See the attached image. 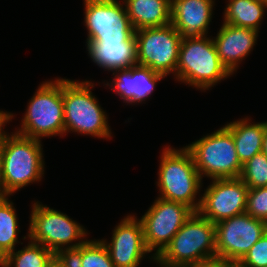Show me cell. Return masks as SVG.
Instances as JSON below:
<instances>
[{
	"instance_id": "cell-1",
	"label": "cell",
	"mask_w": 267,
	"mask_h": 267,
	"mask_svg": "<svg viewBox=\"0 0 267 267\" xmlns=\"http://www.w3.org/2000/svg\"><path fill=\"white\" fill-rule=\"evenodd\" d=\"M41 140L14 133L0 144L1 195L9 196L26 185L40 181L44 172Z\"/></svg>"
},
{
	"instance_id": "cell-2",
	"label": "cell",
	"mask_w": 267,
	"mask_h": 267,
	"mask_svg": "<svg viewBox=\"0 0 267 267\" xmlns=\"http://www.w3.org/2000/svg\"><path fill=\"white\" fill-rule=\"evenodd\" d=\"M216 258L215 224L194 212L153 261L161 267H195Z\"/></svg>"
},
{
	"instance_id": "cell-3",
	"label": "cell",
	"mask_w": 267,
	"mask_h": 267,
	"mask_svg": "<svg viewBox=\"0 0 267 267\" xmlns=\"http://www.w3.org/2000/svg\"><path fill=\"white\" fill-rule=\"evenodd\" d=\"M169 147L164 148L161 155L157 181L161 193L159 197L185 204L198 212L201 198L197 202L196 195L202 187V179L194 158L186 147L180 150Z\"/></svg>"
},
{
	"instance_id": "cell-4",
	"label": "cell",
	"mask_w": 267,
	"mask_h": 267,
	"mask_svg": "<svg viewBox=\"0 0 267 267\" xmlns=\"http://www.w3.org/2000/svg\"><path fill=\"white\" fill-rule=\"evenodd\" d=\"M175 75L178 81L208 90L232 74L221 63L213 38L203 36L182 37Z\"/></svg>"
},
{
	"instance_id": "cell-5",
	"label": "cell",
	"mask_w": 267,
	"mask_h": 267,
	"mask_svg": "<svg viewBox=\"0 0 267 267\" xmlns=\"http://www.w3.org/2000/svg\"><path fill=\"white\" fill-rule=\"evenodd\" d=\"M90 81L63 79L65 133L72 131L98 138H111L107 115L98 104Z\"/></svg>"
},
{
	"instance_id": "cell-6",
	"label": "cell",
	"mask_w": 267,
	"mask_h": 267,
	"mask_svg": "<svg viewBox=\"0 0 267 267\" xmlns=\"http://www.w3.org/2000/svg\"><path fill=\"white\" fill-rule=\"evenodd\" d=\"M28 104L16 133L39 140L65 134L62 78L42 83Z\"/></svg>"
},
{
	"instance_id": "cell-7",
	"label": "cell",
	"mask_w": 267,
	"mask_h": 267,
	"mask_svg": "<svg viewBox=\"0 0 267 267\" xmlns=\"http://www.w3.org/2000/svg\"><path fill=\"white\" fill-rule=\"evenodd\" d=\"M185 147L191 152L201 179L204 176L212 180L240 177L243 164L232 134L225 126Z\"/></svg>"
},
{
	"instance_id": "cell-8",
	"label": "cell",
	"mask_w": 267,
	"mask_h": 267,
	"mask_svg": "<svg viewBox=\"0 0 267 267\" xmlns=\"http://www.w3.org/2000/svg\"><path fill=\"white\" fill-rule=\"evenodd\" d=\"M31 212L28 231L30 241L43 245L54 254L63 248H76L85 242L82 238L87 236L86 229L65 213L39 202L33 204ZM76 240L82 241L72 244Z\"/></svg>"
},
{
	"instance_id": "cell-9",
	"label": "cell",
	"mask_w": 267,
	"mask_h": 267,
	"mask_svg": "<svg viewBox=\"0 0 267 267\" xmlns=\"http://www.w3.org/2000/svg\"><path fill=\"white\" fill-rule=\"evenodd\" d=\"M138 64L165 77L176 73L182 35L170 23L135 31Z\"/></svg>"
},
{
	"instance_id": "cell-10",
	"label": "cell",
	"mask_w": 267,
	"mask_h": 267,
	"mask_svg": "<svg viewBox=\"0 0 267 267\" xmlns=\"http://www.w3.org/2000/svg\"><path fill=\"white\" fill-rule=\"evenodd\" d=\"M141 217L144 242L147 250L156 253L155 259L170 243L194 211L185 204L158 197Z\"/></svg>"
},
{
	"instance_id": "cell-11",
	"label": "cell",
	"mask_w": 267,
	"mask_h": 267,
	"mask_svg": "<svg viewBox=\"0 0 267 267\" xmlns=\"http://www.w3.org/2000/svg\"><path fill=\"white\" fill-rule=\"evenodd\" d=\"M267 232V222L249 214L233 216L215 224L216 257L240 262Z\"/></svg>"
},
{
	"instance_id": "cell-12",
	"label": "cell",
	"mask_w": 267,
	"mask_h": 267,
	"mask_svg": "<svg viewBox=\"0 0 267 267\" xmlns=\"http://www.w3.org/2000/svg\"><path fill=\"white\" fill-rule=\"evenodd\" d=\"M87 40L127 41L135 30L126 8L117 0H84Z\"/></svg>"
},
{
	"instance_id": "cell-13",
	"label": "cell",
	"mask_w": 267,
	"mask_h": 267,
	"mask_svg": "<svg viewBox=\"0 0 267 267\" xmlns=\"http://www.w3.org/2000/svg\"><path fill=\"white\" fill-rule=\"evenodd\" d=\"M248 191V186L239 177L213 179L201 196L198 212L214 224L244 214Z\"/></svg>"
},
{
	"instance_id": "cell-14",
	"label": "cell",
	"mask_w": 267,
	"mask_h": 267,
	"mask_svg": "<svg viewBox=\"0 0 267 267\" xmlns=\"http://www.w3.org/2000/svg\"><path fill=\"white\" fill-rule=\"evenodd\" d=\"M102 241L115 267H138L145 254L150 253L145 246L142 223L134 215L121 220L110 243Z\"/></svg>"
},
{
	"instance_id": "cell-15",
	"label": "cell",
	"mask_w": 267,
	"mask_h": 267,
	"mask_svg": "<svg viewBox=\"0 0 267 267\" xmlns=\"http://www.w3.org/2000/svg\"><path fill=\"white\" fill-rule=\"evenodd\" d=\"M213 0H171V24L182 37H203L208 33Z\"/></svg>"
},
{
	"instance_id": "cell-16",
	"label": "cell",
	"mask_w": 267,
	"mask_h": 267,
	"mask_svg": "<svg viewBox=\"0 0 267 267\" xmlns=\"http://www.w3.org/2000/svg\"><path fill=\"white\" fill-rule=\"evenodd\" d=\"M257 30L223 23L213 39L221 63L233 74L240 61L249 55L258 37Z\"/></svg>"
},
{
	"instance_id": "cell-17",
	"label": "cell",
	"mask_w": 267,
	"mask_h": 267,
	"mask_svg": "<svg viewBox=\"0 0 267 267\" xmlns=\"http://www.w3.org/2000/svg\"><path fill=\"white\" fill-rule=\"evenodd\" d=\"M87 51L99 67L115 71L138 64L135 33L127 40H87Z\"/></svg>"
},
{
	"instance_id": "cell-18",
	"label": "cell",
	"mask_w": 267,
	"mask_h": 267,
	"mask_svg": "<svg viewBox=\"0 0 267 267\" xmlns=\"http://www.w3.org/2000/svg\"><path fill=\"white\" fill-rule=\"evenodd\" d=\"M115 72L113 76L117 77L113 78L112 89L130 104L145 101L153 92L156 83L165 77L139 64L128 69L115 70Z\"/></svg>"
},
{
	"instance_id": "cell-19",
	"label": "cell",
	"mask_w": 267,
	"mask_h": 267,
	"mask_svg": "<svg viewBox=\"0 0 267 267\" xmlns=\"http://www.w3.org/2000/svg\"><path fill=\"white\" fill-rule=\"evenodd\" d=\"M134 30L171 23V0H124Z\"/></svg>"
},
{
	"instance_id": "cell-20",
	"label": "cell",
	"mask_w": 267,
	"mask_h": 267,
	"mask_svg": "<svg viewBox=\"0 0 267 267\" xmlns=\"http://www.w3.org/2000/svg\"><path fill=\"white\" fill-rule=\"evenodd\" d=\"M266 122L250 123L249 118L233 121L225 125L231 132L236 152L242 164L261 152Z\"/></svg>"
},
{
	"instance_id": "cell-21",
	"label": "cell",
	"mask_w": 267,
	"mask_h": 267,
	"mask_svg": "<svg viewBox=\"0 0 267 267\" xmlns=\"http://www.w3.org/2000/svg\"><path fill=\"white\" fill-rule=\"evenodd\" d=\"M262 0H229L224 12V23L259 31L264 9Z\"/></svg>"
},
{
	"instance_id": "cell-22",
	"label": "cell",
	"mask_w": 267,
	"mask_h": 267,
	"mask_svg": "<svg viewBox=\"0 0 267 267\" xmlns=\"http://www.w3.org/2000/svg\"><path fill=\"white\" fill-rule=\"evenodd\" d=\"M18 219L13 203L8 196H0V261L15 250L18 243Z\"/></svg>"
},
{
	"instance_id": "cell-23",
	"label": "cell",
	"mask_w": 267,
	"mask_h": 267,
	"mask_svg": "<svg viewBox=\"0 0 267 267\" xmlns=\"http://www.w3.org/2000/svg\"><path fill=\"white\" fill-rule=\"evenodd\" d=\"M54 257L51 250L30 241L23 249L12 251L0 262L5 267H48Z\"/></svg>"
},
{
	"instance_id": "cell-24",
	"label": "cell",
	"mask_w": 267,
	"mask_h": 267,
	"mask_svg": "<svg viewBox=\"0 0 267 267\" xmlns=\"http://www.w3.org/2000/svg\"><path fill=\"white\" fill-rule=\"evenodd\" d=\"M248 188L267 186V158L260 152L242 165L239 177Z\"/></svg>"
},
{
	"instance_id": "cell-25",
	"label": "cell",
	"mask_w": 267,
	"mask_h": 267,
	"mask_svg": "<svg viewBox=\"0 0 267 267\" xmlns=\"http://www.w3.org/2000/svg\"><path fill=\"white\" fill-rule=\"evenodd\" d=\"M82 267H115L102 240H87L82 244Z\"/></svg>"
},
{
	"instance_id": "cell-26",
	"label": "cell",
	"mask_w": 267,
	"mask_h": 267,
	"mask_svg": "<svg viewBox=\"0 0 267 267\" xmlns=\"http://www.w3.org/2000/svg\"><path fill=\"white\" fill-rule=\"evenodd\" d=\"M245 213L267 222V186L249 188Z\"/></svg>"
},
{
	"instance_id": "cell-27",
	"label": "cell",
	"mask_w": 267,
	"mask_h": 267,
	"mask_svg": "<svg viewBox=\"0 0 267 267\" xmlns=\"http://www.w3.org/2000/svg\"><path fill=\"white\" fill-rule=\"evenodd\" d=\"M239 267H267V232L238 263Z\"/></svg>"
},
{
	"instance_id": "cell-28",
	"label": "cell",
	"mask_w": 267,
	"mask_h": 267,
	"mask_svg": "<svg viewBox=\"0 0 267 267\" xmlns=\"http://www.w3.org/2000/svg\"><path fill=\"white\" fill-rule=\"evenodd\" d=\"M55 257L64 267H82V245L59 250Z\"/></svg>"
},
{
	"instance_id": "cell-29",
	"label": "cell",
	"mask_w": 267,
	"mask_h": 267,
	"mask_svg": "<svg viewBox=\"0 0 267 267\" xmlns=\"http://www.w3.org/2000/svg\"><path fill=\"white\" fill-rule=\"evenodd\" d=\"M195 267H239V264L235 261L216 257L205 260Z\"/></svg>"
},
{
	"instance_id": "cell-30",
	"label": "cell",
	"mask_w": 267,
	"mask_h": 267,
	"mask_svg": "<svg viewBox=\"0 0 267 267\" xmlns=\"http://www.w3.org/2000/svg\"><path fill=\"white\" fill-rule=\"evenodd\" d=\"M12 118L13 114L0 110V144L6 135L5 131L2 129L3 125L5 126V124L9 122Z\"/></svg>"
},
{
	"instance_id": "cell-31",
	"label": "cell",
	"mask_w": 267,
	"mask_h": 267,
	"mask_svg": "<svg viewBox=\"0 0 267 267\" xmlns=\"http://www.w3.org/2000/svg\"><path fill=\"white\" fill-rule=\"evenodd\" d=\"M261 152L267 158V125L265 126L264 133H263V141H262V149Z\"/></svg>"
},
{
	"instance_id": "cell-32",
	"label": "cell",
	"mask_w": 267,
	"mask_h": 267,
	"mask_svg": "<svg viewBox=\"0 0 267 267\" xmlns=\"http://www.w3.org/2000/svg\"><path fill=\"white\" fill-rule=\"evenodd\" d=\"M48 267H64L58 260L56 257H54V259L50 262Z\"/></svg>"
},
{
	"instance_id": "cell-33",
	"label": "cell",
	"mask_w": 267,
	"mask_h": 267,
	"mask_svg": "<svg viewBox=\"0 0 267 267\" xmlns=\"http://www.w3.org/2000/svg\"><path fill=\"white\" fill-rule=\"evenodd\" d=\"M0 175H1V152H0ZM0 196H1V187H0Z\"/></svg>"
},
{
	"instance_id": "cell-34",
	"label": "cell",
	"mask_w": 267,
	"mask_h": 267,
	"mask_svg": "<svg viewBox=\"0 0 267 267\" xmlns=\"http://www.w3.org/2000/svg\"><path fill=\"white\" fill-rule=\"evenodd\" d=\"M265 4H266V6H267V0H262Z\"/></svg>"
}]
</instances>
